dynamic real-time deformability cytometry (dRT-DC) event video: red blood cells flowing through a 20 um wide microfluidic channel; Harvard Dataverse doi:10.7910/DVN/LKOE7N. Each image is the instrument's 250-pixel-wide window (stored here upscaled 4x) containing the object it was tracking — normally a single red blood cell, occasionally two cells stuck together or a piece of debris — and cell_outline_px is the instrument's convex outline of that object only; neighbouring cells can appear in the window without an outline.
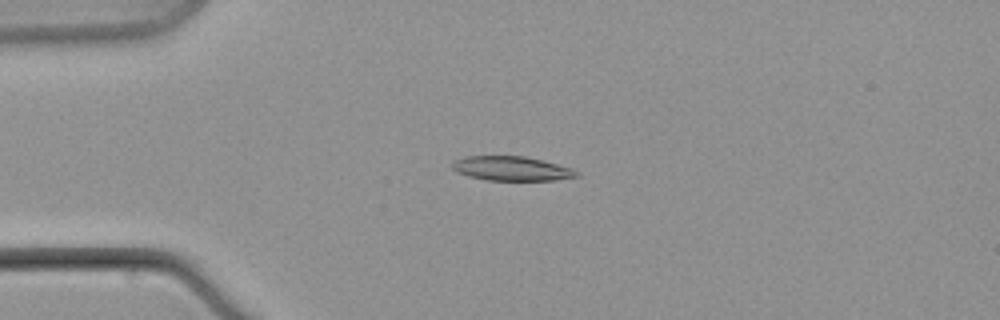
{"species": "common noctule bat (a hibernating species)", "species_latin": "Nyctalus noctula", "temperature_condition": "warm", "stored_images_in_passage": 7, "camera_frame_rate_fps": 3000, "um_per_image_px": 0.085, "animal": {"sex": "male", "body_mass_g": 21.5, "forearm_length_mm": 52.0}, "frame": {"image": 1, "passage_image": 6, "time_ms": 6.333, "image_size_px": [1000, 320], "cell_outline_px": [[580, 176], [556, 180], [488, 180], [468, 176], [456, 172], [452, 168], [452, 160], [464, 156], [524, 156], [572, 168], [580, 172]], "centroid_in_image_um": [43.46, 14.32], "position_along_channel_um": 41.5, "area_um2": 17.69}}